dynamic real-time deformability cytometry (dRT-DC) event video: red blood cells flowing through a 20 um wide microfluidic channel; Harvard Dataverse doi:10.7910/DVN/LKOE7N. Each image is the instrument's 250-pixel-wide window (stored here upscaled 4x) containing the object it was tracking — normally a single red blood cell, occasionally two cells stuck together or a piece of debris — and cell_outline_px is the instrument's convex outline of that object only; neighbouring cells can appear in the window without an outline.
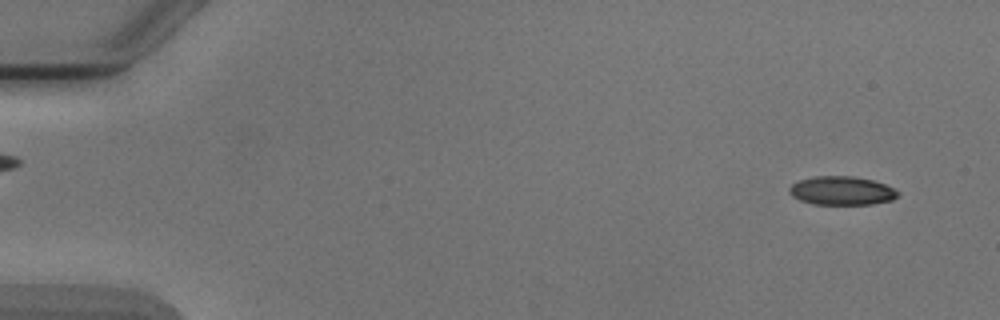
{"species": "Egyptian fruit bat (a non-hibernating species)", "species_latin": "Rousettus aegyptiacus", "temperature_condition": "cold", "stored_images_in_passage": 5, "camera_frame_rate_fps": 3000, "um_per_image_px": 0.085, "animal": {"sex": "male"}, "frame": {"image": 1, "passage_image": 2, "time_ms": 1.0, "image_size_px": [1000, 320], "cell_outline_px": [[900, 196], [892, 200], [872, 204], [812, 204], [800, 200], [792, 196], [788, 192], [788, 188], [792, 184], [800, 180], [812, 176], [852, 176], [872, 180], [884, 184], [900, 192]], "centroid_in_image_um": [71.54, 16.21], "position_along_channel_um": 13.5, "area_um2": 18.21}}
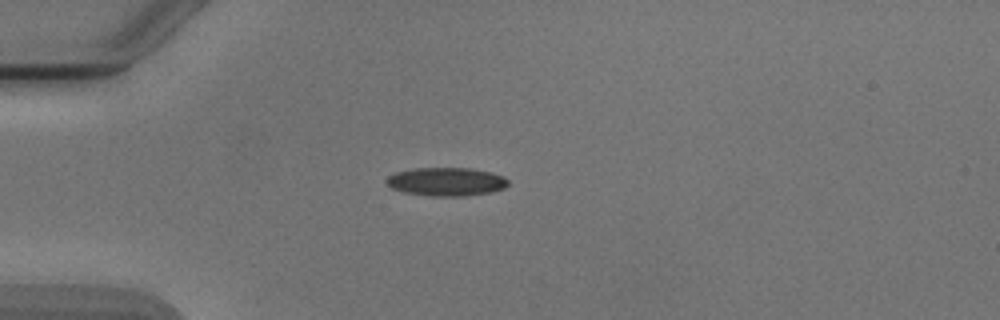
{"frame": {"image": 2, "passage_image": 5, "time_ms": 4.667, "image_size_px": [1000, 320], "cell_outline_px": [[508, 184], [504, 188], [488, 192], [464, 196], [432, 196], [404, 192], [392, 188], [384, 180], [388, 176], [396, 172], [416, 168], [472, 168], [504, 176], [508, 180]], "centroid_in_image_um": [37.92, 15.44], "position_along_channel_um": 47.1, "area_um2": 20.0}}